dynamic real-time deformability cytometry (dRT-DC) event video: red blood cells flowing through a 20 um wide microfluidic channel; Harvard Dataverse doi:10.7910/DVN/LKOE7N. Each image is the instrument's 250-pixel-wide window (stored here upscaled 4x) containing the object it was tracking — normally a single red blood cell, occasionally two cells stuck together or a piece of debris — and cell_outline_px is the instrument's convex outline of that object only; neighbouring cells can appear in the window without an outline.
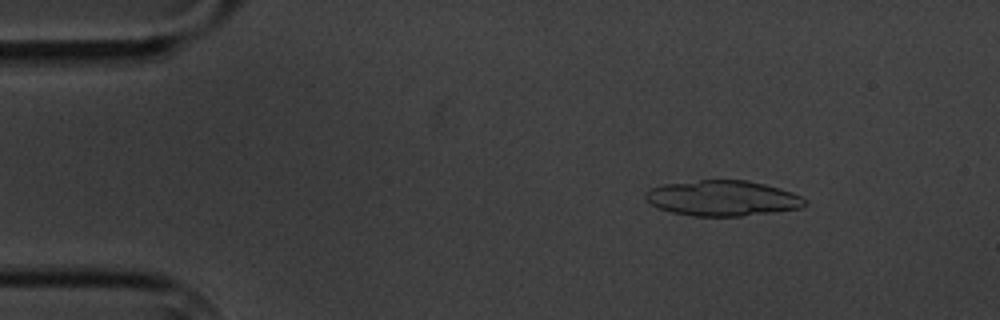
{"species": "common noctule bat (a hibernating species)", "species_latin": "Nyctalus noctula", "temperature_condition": "cold", "stored_images_in_passage": 9, "segment_of_instrument_passage": [1, 2], "camera_frame_rate_fps": 3000, "um_per_image_px": 0.085, "animal": {"sex": "male", "body_mass_g": 20.1, "forearm_length_mm": 53.5}, "frame": {"image": 1, "passage_image": 2, "time_ms": 1.0, "image_size_px": [1000, 320], "cell_outline_px": [[808, 204], [804, 208], [740, 216], [692, 216], [672, 212], [660, 208], [652, 204], [644, 196], [644, 192], [652, 188], [664, 184], [700, 180], [748, 180], [780, 188], [792, 192], [800, 196]], "centroid_in_image_um": [61.44, 16.85], "position_along_channel_um": 23.6, "area_um2": 32.83}}